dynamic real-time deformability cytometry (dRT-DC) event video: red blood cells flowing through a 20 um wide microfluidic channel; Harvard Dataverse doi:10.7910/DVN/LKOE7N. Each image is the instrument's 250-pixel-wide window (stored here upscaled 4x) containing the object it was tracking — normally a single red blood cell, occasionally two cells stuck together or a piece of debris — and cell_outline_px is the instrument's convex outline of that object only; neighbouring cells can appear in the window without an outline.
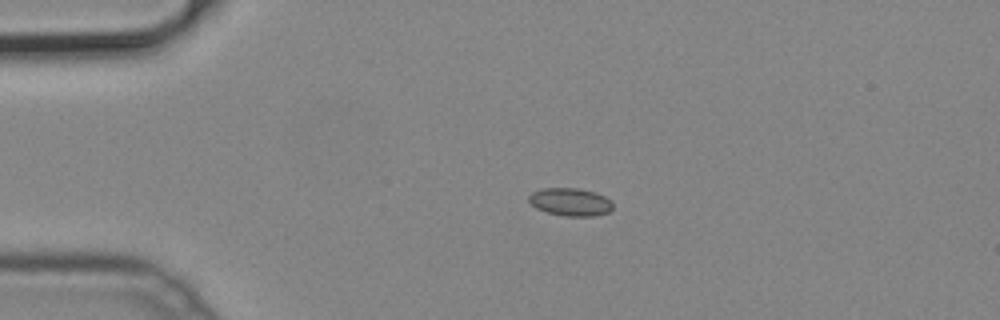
{"species": "common noctule bat (a hibernating species)", "species_latin": "Nyctalus noctula", "temperature_condition": "cold", "stored_images_in_passage": 41, "camera_frame_rate_fps": 3000, "um_per_image_px": 0.085, "animal": {"sex": "male", "body_mass_g": 19.2, "forearm_length_mm": 51.8}, "frame": {"image": 1, "passage_image": 1, "time_ms": 0.0, "image_size_px": [1000, 320], "cell_outline_px": [[612, 208], [608, 212], [592, 216], [564, 216], [548, 212], [536, 208], [528, 200], [528, 196], [532, 192], [540, 188], [576, 188], [596, 192], [612, 200]], "centroid_in_image_um": [48.47, 17.15], "position_along_channel_um": 36.5, "area_um2": 13.64}}
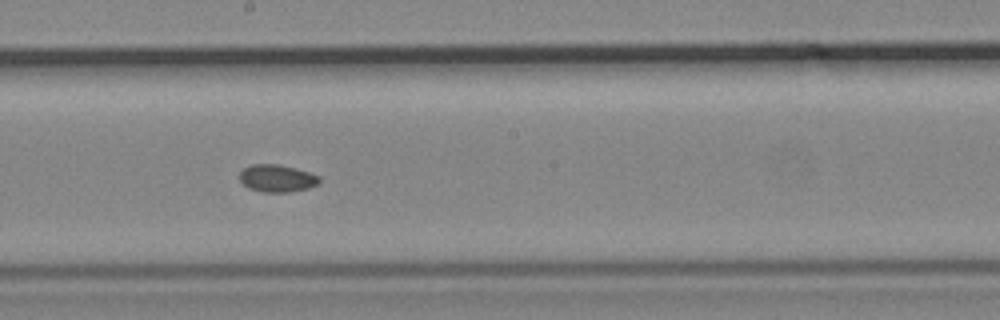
{"frame": {"image": 2, "passage_image": 18, "time_ms": 5.667, "image_size_px": [1000, 320], "cell_outline_px": [[320, 184], [308, 188], [292, 192], [264, 192], [248, 188], [240, 180], [240, 172], [244, 168], [252, 164], [276, 164], [296, 168], [320, 176]], "centroid_in_image_um": [23.57, 15.16], "position_along_channel_um": 224.6, "area_um2": 12.77}}
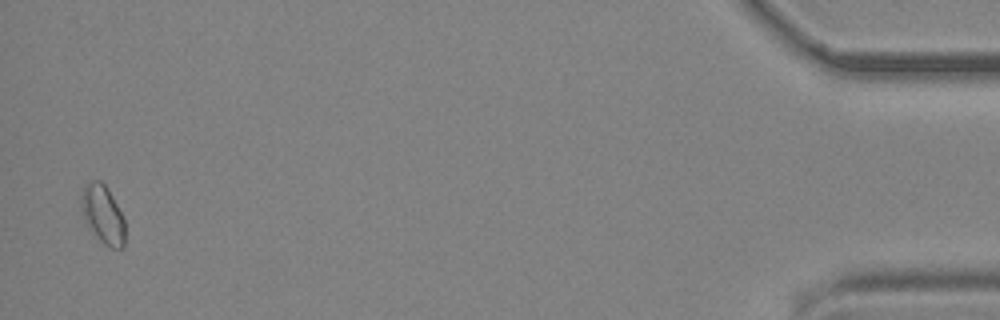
{"frame": {"image": 3, "passage_image": 40, "time_ms": 13.0, "image_size_px": [1000, 320], "cell_outline_px": [[124, 248], [112, 248], [104, 244], [92, 232], [84, 220], [80, 200], [84, 184], [92, 180], [100, 180], [108, 188], [124, 216]], "centroid_in_image_um": [8.74, 18.2], "position_along_channel_um": 426.5, "area_um2": 15.03}}